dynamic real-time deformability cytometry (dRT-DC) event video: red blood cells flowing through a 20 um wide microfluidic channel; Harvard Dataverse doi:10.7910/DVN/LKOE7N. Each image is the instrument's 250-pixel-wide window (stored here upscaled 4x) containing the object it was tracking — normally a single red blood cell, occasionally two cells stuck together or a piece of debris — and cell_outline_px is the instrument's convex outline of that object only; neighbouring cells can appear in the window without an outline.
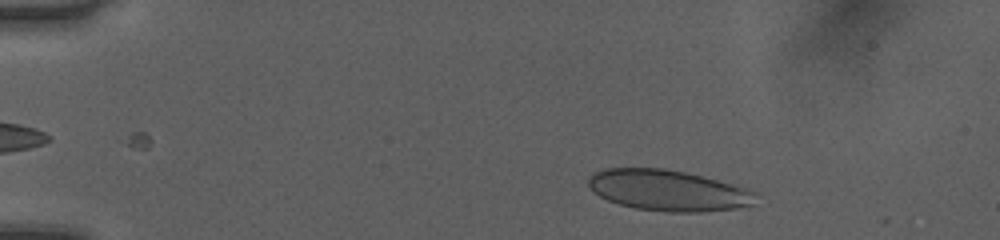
{"species": "human", "species_latin": "Homo sapiens", "temperature_condition": "room temperature", "stored_images_in_passage": 46, "camera_frame_rate_fps": 3000, "um_per_image_px": 0.085, "donor": {"sex": "female"}, "frame": {"image": 1, "passage_image": 4, "time_ms": 1.0, "image_size_px": [1000, 240], "cell_outline_px": [[760, 192], [752, 204], [736, 208], [700, 212], [664, 212], [636, 208], [620, 204], [608, 200], [600, 196], [588, 188], [588, 176], [592, 172], [604, 168], [664, 168], [684, 172], [748, 188]], "centroid_in_image_um": [56.76, 16.18], "position_along_channel_um": 28.2, "area_um2": 40.06}}
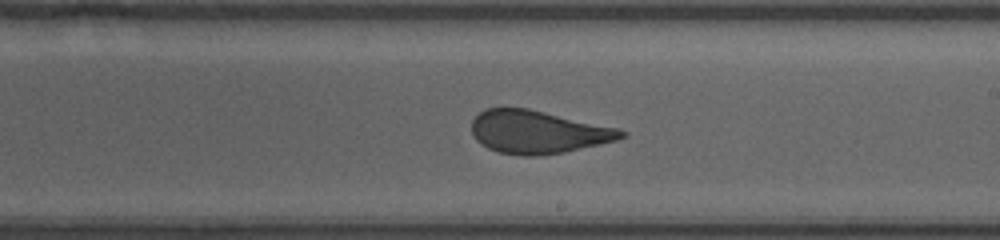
{"frame": {"image": 2, "passage_image": 26, "time_ms": 8.333, "image_size_px": [1000, 240], "cell_outline_px": [[628, 136], [616, 140], [564, 152], [540, 156], [520, 156], [496, 152], [480, 144], [476, 140], [472, 132], [472, 120], [484, 108], [528, 108], [620, 128], [628, 132]], "centroid_in_image_um": [45.73, 11.22], "position_along_channel_um": 243.3, "area_um2": 37.74}}
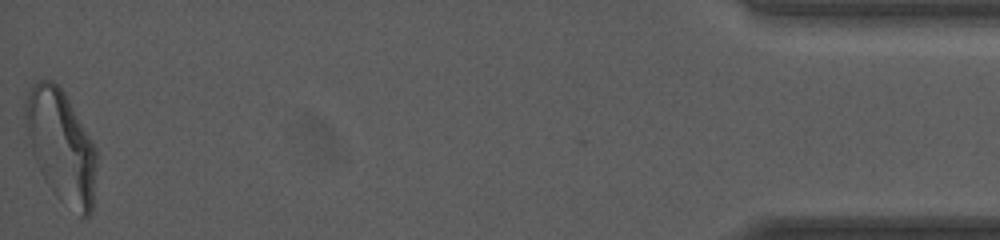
{"frame": {"image": 3, "passage_image": 46, "time_ms": 15.0, "image_size_px": [1000, 240], "cell_outline_px": [[96, 168], [92, 212], [88, 216], [80, 216], [60, 200], [56, 196], [44, 180], [36, 164], [32, 152], [24, 124], [24, 100], [28, 88], [36, 80], [52, 80], [64, 92], [96, 148]], "centroid_in_image_um": [5.16, 12.4], "position_along_channel_um": 430.0, "area_um2": 46.7}, "authors_computed_cell_mechanics": {"area_um2": 39.6219, "velocity_mm_per_s": 4.0752, "shape_relaxation_time_tau1_ms": 10.9942, "shape_relaxation_time_tau2_ms": 0.5777, "deformation_change_tau1": 0.2401, "deformation_change_tau2": 0.0709}}